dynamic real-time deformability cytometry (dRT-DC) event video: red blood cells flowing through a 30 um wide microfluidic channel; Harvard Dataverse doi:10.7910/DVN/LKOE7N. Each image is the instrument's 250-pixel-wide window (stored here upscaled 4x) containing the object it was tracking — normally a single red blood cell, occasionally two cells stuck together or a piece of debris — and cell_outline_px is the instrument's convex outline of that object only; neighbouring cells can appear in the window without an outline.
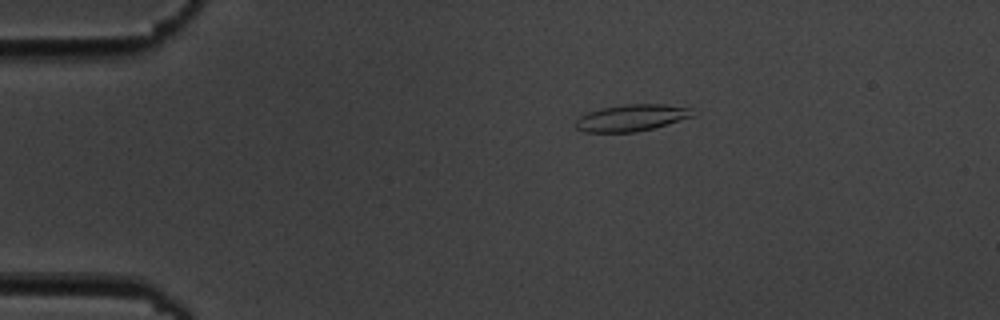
{"species": "common noctule bat (a hibernating species)", "species_latin": "Nyctalus noctula", "temperature_condition": "cold", "stored_images_in_passage": 5, "camera_frame_rate_fps": 3000, "um_per_image_px": 0.085, "animal": {"sex": "male", "body_mass_g": 19.5, "forearm_length_mm": 54.6}, "frame": {"image": 1, "passage_image": 1, "time_ms": 0.0, "image_size_px": [1000, 320], "cell_outline_px": [[696, 116], [668, 124], [636, 132], [584, 132], [576, 128], [576, 120], [580, 116], [588, 112], [600, 108], [624, 104], [664, 104], [692, 108]], "centroid_in_image_um": [53.71, 10.0], "position_along_channel_um": 31.3, "area_um2": 18.32}}
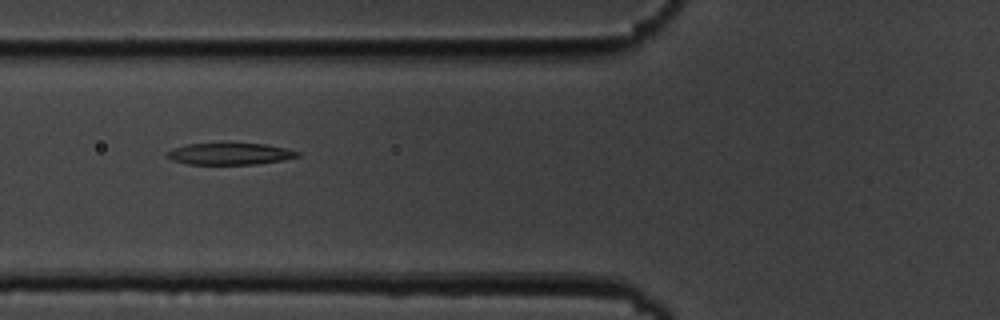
{"frame": {"image": 2, "passage_image": 4, "time_ms": 3.667, "image_size_px": [1000, 320], "cell_outline_px": [[300, 156], [284, 160], [256, 164], [188, 164], [172, 160], [164, 156], [164, 152], [172, 148], [188, 144], [232, 140], [264, 144], [288, 148], [300, 152]], "centroid_in_image_um": [19.51, 13.02], "position_along_channel_um": 106.3, "area_um2": 17.63}}
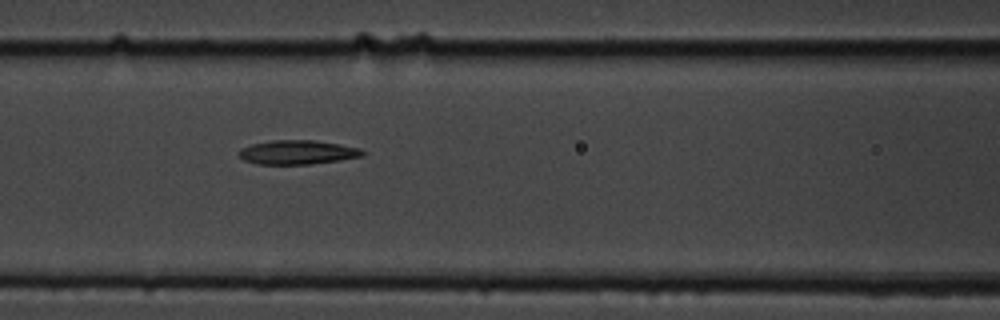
{"frame": {"image": 3, "passage_image": 5, "time_ms": 4.667, "image_size_px": [1000, 320], "cell_outline_px": [[364, 152], [360, 156], [340, 160], [308, 164], [256, 164], [244, 160], [236, 152], [240, 148], [252, 144], [272, 140], [316, 140], [340, 144], [360, 148]], "centroid_in_image_um": [25.24, 12.94], "position_along_channel_um": 141.4, "area_um2": 17.34}}